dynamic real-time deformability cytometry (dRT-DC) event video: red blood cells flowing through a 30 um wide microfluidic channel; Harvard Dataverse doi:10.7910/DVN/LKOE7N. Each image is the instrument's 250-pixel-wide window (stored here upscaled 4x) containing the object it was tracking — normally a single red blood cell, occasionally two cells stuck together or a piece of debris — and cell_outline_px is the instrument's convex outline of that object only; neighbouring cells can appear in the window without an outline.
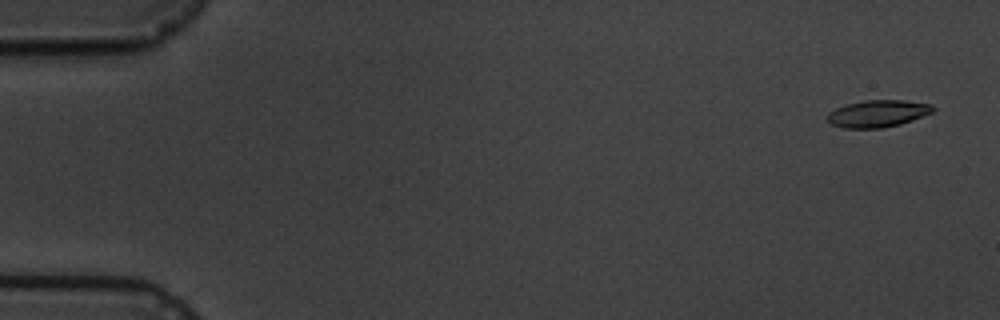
{"species": "common noctule bat (a hibernating species)", "species_latin": "Nyctalus noctula", "temperature_condition": "cold", "stored_images_in_passage": 5, "camera_frame_rate_fps": 3000, "um_per_image_px": 0.085, "animal": {"sex": "male", "body_mass_g": 19.5, "forearm_length_mm": 54.6}, "frame": {"image": 1, "passage_image": 1, "time_ms": 0.0, "image_size_px": [1000, 320], "cell_outline_px": [[936, 108], [932, 112], [924, 116], [900, 124], [884, 128], [844, 128], [832, 124], [828, 120], [828, 112], [836, 108], [848, 104], [864, 100], [904, 100], [928, 104]], "centroid_in_image_um": [74.62, 9.66], "position_along_channel_um": 10.4, "area_um2": 16.53}}